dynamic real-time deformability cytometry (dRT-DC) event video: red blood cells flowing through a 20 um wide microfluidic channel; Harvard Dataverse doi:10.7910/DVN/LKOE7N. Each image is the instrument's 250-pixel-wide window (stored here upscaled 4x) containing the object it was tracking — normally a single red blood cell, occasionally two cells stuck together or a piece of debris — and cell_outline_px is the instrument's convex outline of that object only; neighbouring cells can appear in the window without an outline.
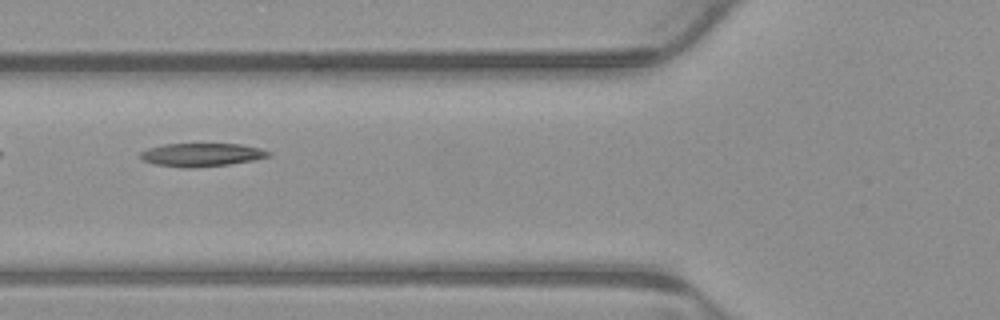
{"species": "common noctule bat (a hibernating species)", "species_latin": "Nyctalus noctula", "temperature_condition": "warm", "stored_images_in_passage": 6, "camera_frame_rate_fps": 3000, "um_per_image_px": 0.085, "animal": {"sex": "male", "body_mass_g": 23.1, "forearm_length_mm": 52.7}, "frame": {"image": 1, "passage_image": 6, "time_ms": 1.667, "image_size_px": [1000, 320], "cell_outline_px": [[272, 152], [268, 156], [252, 160], [228, 164], [196, 168], [184, 168], [152, 164], [144, 160], [140, 156], [140, 152], [148, 148], [164, 144], [240, 144], [260, 148]], "centroid_in_image_um": [17.1, 13.16], "position_along_channel_um": 108.7, "area_um2": 17.34}}